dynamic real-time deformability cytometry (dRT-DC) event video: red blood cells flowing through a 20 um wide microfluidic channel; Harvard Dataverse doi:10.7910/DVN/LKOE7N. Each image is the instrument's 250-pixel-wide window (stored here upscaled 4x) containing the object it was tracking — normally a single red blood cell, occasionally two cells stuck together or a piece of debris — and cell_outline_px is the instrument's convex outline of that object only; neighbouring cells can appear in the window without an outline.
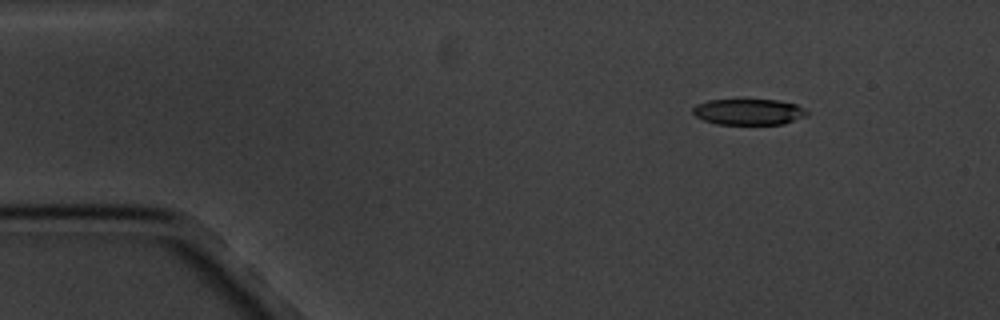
{"species": "common noctule bat (a hibernating species)", "species_latin": "Nyctalus noctula", "temperature_condition": "cold", "stored_images_in_passage": 5, "camera_frame_rate_fps": 3000, "um_per_image_px": 0.085, "animal": {"sex": "male", "body_mass_g": 20.1, "forearm_length_mm": 53.5}, "frame": {"image": 1, "passage_image": 1, "time_ms": 0.0, "image_size_px": [1000, 320], "cell_outline_px": [[808, 116], [784, 124], [716, 124], [704, 120], [696, 116], [692, 112], [692, 108], [696, 104], [708, 100], [780, 100], [796, 104], [804, 108], [808, 112]], "centroid_in_image_um": [63.66, 9.51], "position_along_channel_um": 21.3, "area_um2": 17.4}}
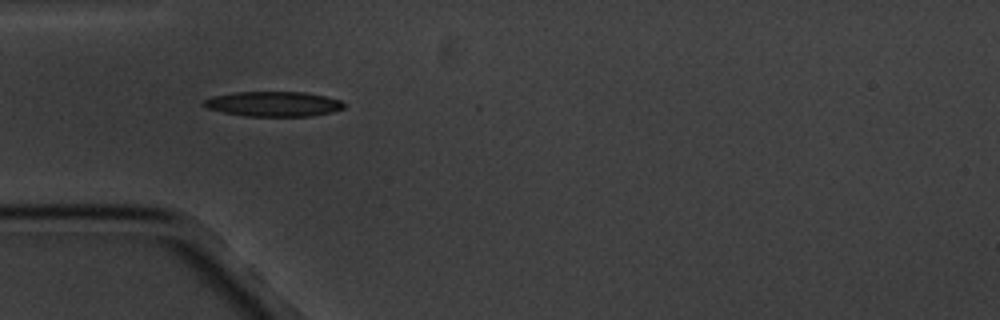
{"frame": {"image": 2, "passage_image": 4, "time_ms": 3.333, "image_size_px": [1000, 320], "cell_outline_px": [[344, 108], [332, 112], [312, 116], [244, 116], [224, 112], [208, 108], [200, 104], [204, 100], [212, 96], [236, 92], [304, 92], [324, 96], [340, 100], [344, 104]], "centroid_in_image_um": [23.23, 8.84], "position_along_channel_um": 61.8, "area_um2": 20.35}}
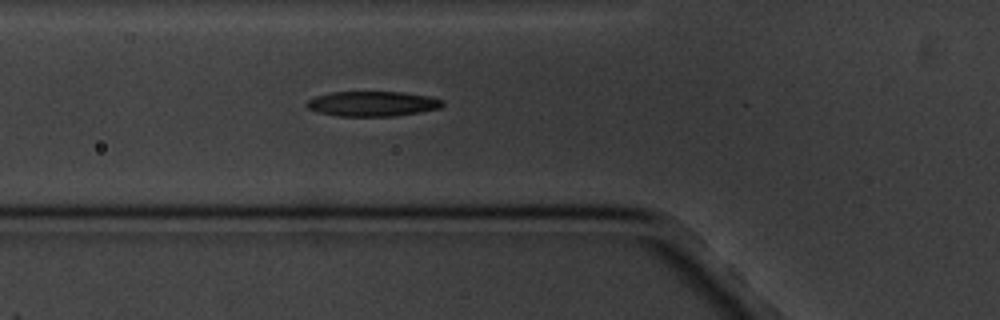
{"frame": {"image": 3, "passage_image": 5, "time_ms": 4.333, "image_size_px": [1000, 320], "cell_outline_px": [[444, 104], [440, 108], [420, 112], [392, 116], [336, 116], [320, 112], [308, 108], [304, 104], [308, 100], [316, 96], [332, 92], [404, 92], [428, 96], [444, 100]], "centroid_in_image_um": [31.67, 8.82], "position_along_channel_um": 94.1, "area_um2": 19.77}}